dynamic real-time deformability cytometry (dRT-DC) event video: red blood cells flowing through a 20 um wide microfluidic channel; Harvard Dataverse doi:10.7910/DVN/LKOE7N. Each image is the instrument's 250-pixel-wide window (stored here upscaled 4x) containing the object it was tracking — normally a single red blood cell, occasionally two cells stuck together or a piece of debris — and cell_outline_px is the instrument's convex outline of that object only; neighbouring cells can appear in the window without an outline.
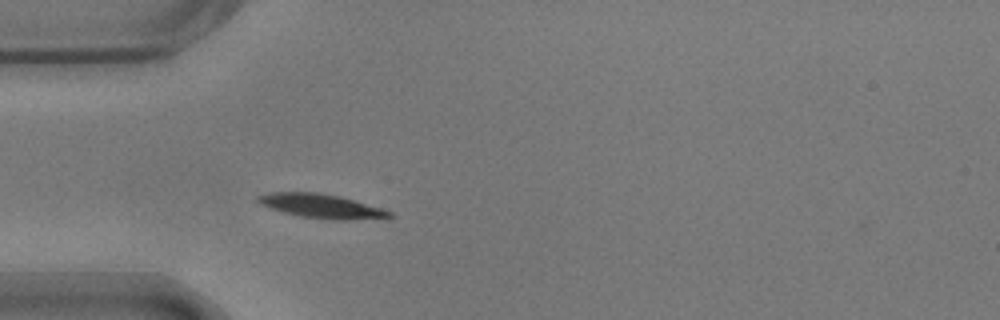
{"species": "common noctule bat (a hibernating species)", "species_latin": "Nyctalus noctula", "temperature_condition": "warm", "stored_images_in_passage": 41, "camera_frame_rate_fps": 3000, "um_per_image_px": 0.085, "animal": {"sex": "male", "body_mass_g": 17.9}, "frame": {"image": 1, "passage_image": 2, "time_ms": 0.333, "image_size_px": [1000, 320], "cell_outline_px": [[392, 216], [348, 220], [336, 220], [300, 216], [284, 212], [260, 204], [256, 200], [256, 196], [268, 192], [320, 192], [340, 196], [380, 208], [392, 212]], "centroid_in_image_um": [27.24, 17.5], "position_along_channel_um": 57.8, "area_um2": 18.15}}
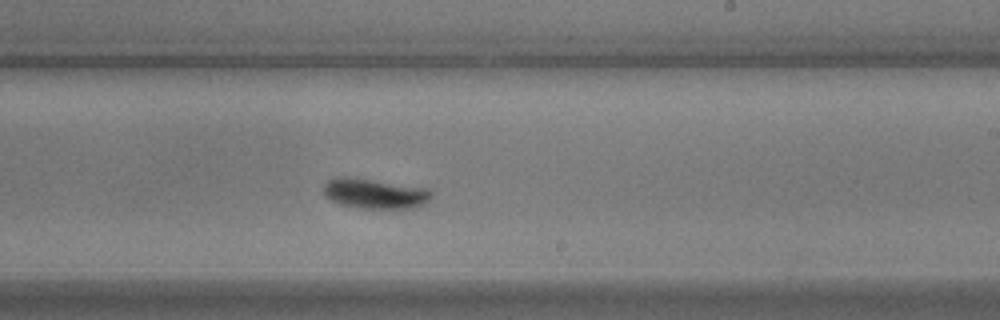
{"frame": {"image": 2, "passage_image": 19, "time_ms": 6.0, "image_size_px": [1000, 320], "cell_outline_px": [[432, 196], [424, 204], [408, 208], [356, 208], [340, 204], [324, 196], [324, 184], [328, 180], [336, 176], [344, 176], [428, 188], [432, 192]], "centroid_in_image_um": [31.82, 16.45], "position_along_channel_um": 257.2, "area_um2": 18.79}}
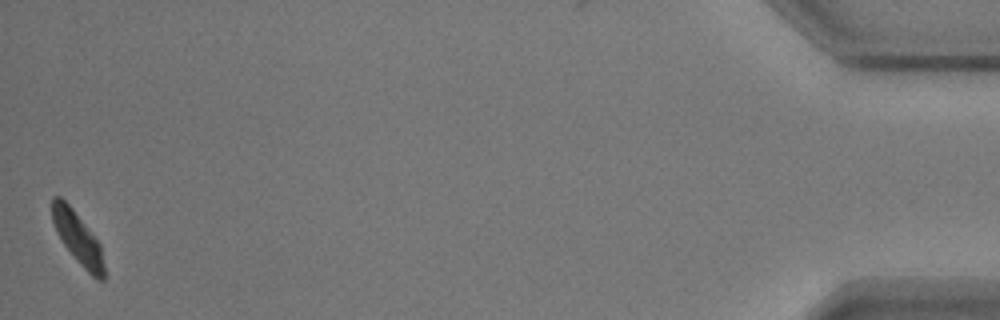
{"frame": {"image": 3, "passage_image": 41, "time_ms": 13.333, "image_size_px": [1000, 320], "cell_outline_px": [[104, 280], [96, 280], [84, 268], [64, 244], [52, 220], [52, 196], [60, 196], [72, 208], [100, 244], [104, 264]], "centroid_in_image_um": [6.62, 20.23], "position_along_channel_um": 428.6, "area_um2": 15.14}, "authors_computed_cell_mechanics": {"area_um2": 17.5712, "velocity_mm_per_s": 3.5914, "shape_relaxation_time_tau1_ms": 4.6117, "shape_relaxation_time_tau2_ms": null, "deformation_change_tau1": 0.2015, "deformation_change_tau2": null}}